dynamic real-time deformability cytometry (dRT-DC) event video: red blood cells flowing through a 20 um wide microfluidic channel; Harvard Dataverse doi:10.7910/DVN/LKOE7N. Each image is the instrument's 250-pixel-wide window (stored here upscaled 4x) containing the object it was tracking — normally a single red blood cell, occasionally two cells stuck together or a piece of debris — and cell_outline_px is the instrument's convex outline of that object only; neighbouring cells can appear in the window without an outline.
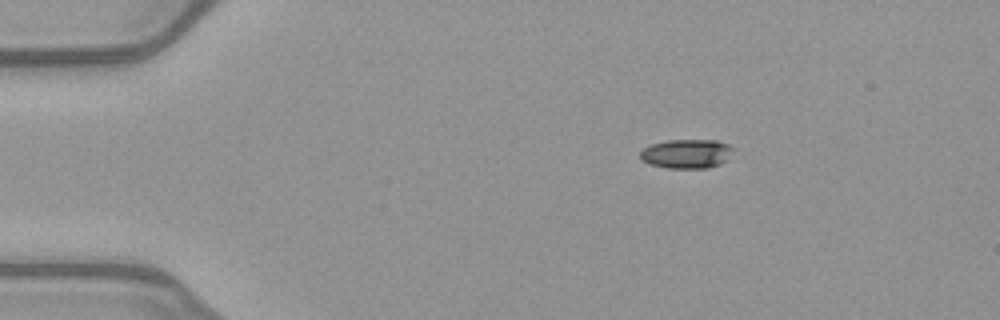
{"species": "common noctule bat (a hibernating species)", "species_latin": "Nyctalus noctula", "temperature_condition": "warm", "stored_images_in_passage": 44, "camera_frame_rate_fps": 3000, "um_per_image_px": 0.085, "animal": {"sex": "female", "body_mass_g": 21.9}, "frame": {"image": 1, "passage_image": 1, "time_ms": 0.0, "image_size_px": [1000, 320], "cell_outline_px": [[736, 148], [728, 160], [720, 164], [708, 168], [668, 168], [648, 164], [640, 160], [640, 152], [644, 148], [652, 144], [668, 140], [716, 140], [728, 144]], "centroid_in_image_um": [58.4, 13.07], "position_along_channel_um": 26.6, "area_um2": 16.07}}
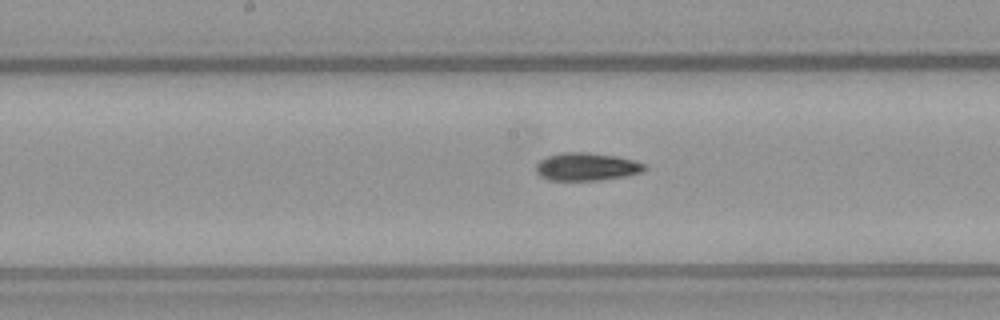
{"frame": {"image": 2, "passage_image": 19, "time_ms": 6.0, "image_size_px": [1000, 320], "cell_outline_px": [[648, 168], [644, 172], [628, 176], [600, 180], [548, 180], [540, 176], [536, 172], [536, 164], [540, 160], [548, 156], [564, 152], [588, 152], [616, 156], [648, 164]], "centroid_in_image_um": [49.91, 14.18], "position_along_channel_um": 198.3, "area_um2": 17.86}}
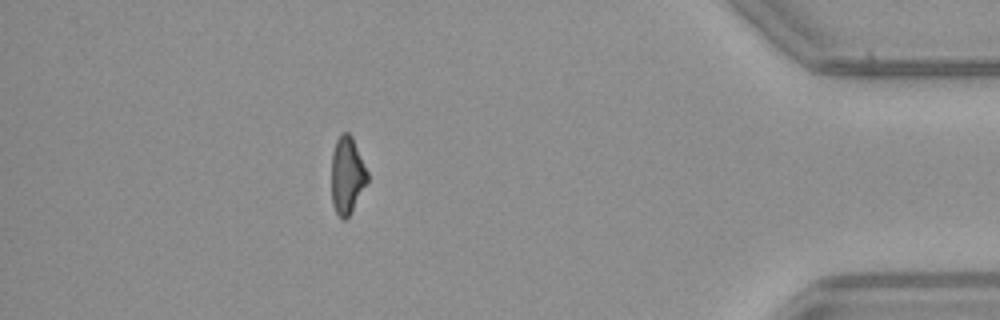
{"frame": {"image": 3, "passage_image": 38, "time_ms": 12.333, "image_size_px": [1000, 320], "cell_outline_px": [[368, 180], [348, 216], [344, 220], [336, 212], [332, 204], [332, 152], [336, 140], [340, 132], [348, 132], [352, 136], [368, 172]], "centroid_in_image_um": [29.49, 14.84], "position_along_channel_um": 405.7, "area_um2": 15.95}, "authors_computed_cell_mechanics": {"area_um2": 17.051, "velocity_mm_per_s": 4.0353, "shape_relaxation_time_tau1_ms": 5.446, "shape_relaxation_time_tau2_ms": null, "deformation_change_tau1": 0.1782, "deformation_change_tau2": null}}